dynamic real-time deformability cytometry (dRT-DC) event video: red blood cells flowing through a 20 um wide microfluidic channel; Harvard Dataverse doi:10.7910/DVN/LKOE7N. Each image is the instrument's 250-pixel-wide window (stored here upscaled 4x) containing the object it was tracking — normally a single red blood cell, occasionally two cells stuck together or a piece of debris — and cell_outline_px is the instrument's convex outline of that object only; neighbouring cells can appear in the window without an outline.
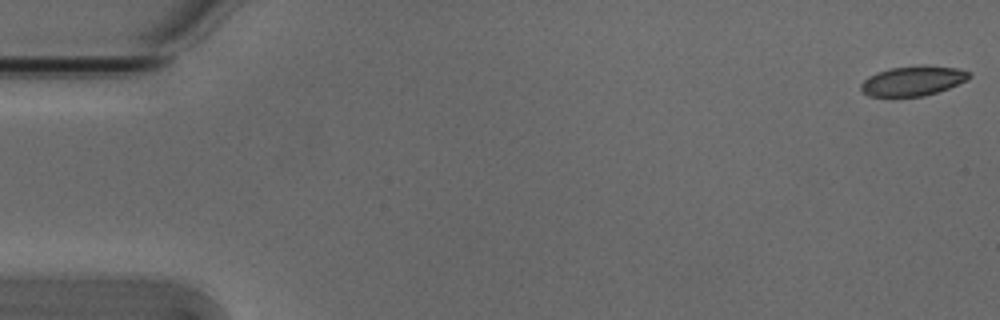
{"species": "Egyptian fruit bat (a non-hibernating species)", "species_latin": "Rousettus aegyptiacus", "temperature_condition": "cold", "stored_images_in_passage": 53, "camera_frame_rate_fps": 3000, "um_per_image_px": 0.085, "animal": {"sex": "male"}, "frame": {"image": 1, "passage_image": 1, "time_ms": 0.0, "image_size_px": [1000, 320], "cell_outline_px": [[972, 76], [968, 80], [948, 88], [924, 96], [868, 96], [860, 88], [860, 84], [868, 76], [876, 72], [888, 68], [920, 64], [924, 64], [956, 68], [972, 72]], "centroid_in_image_um": [77.62, 6.84], "position_along_channel_um": 7.4, "area_um2": 19.07}}
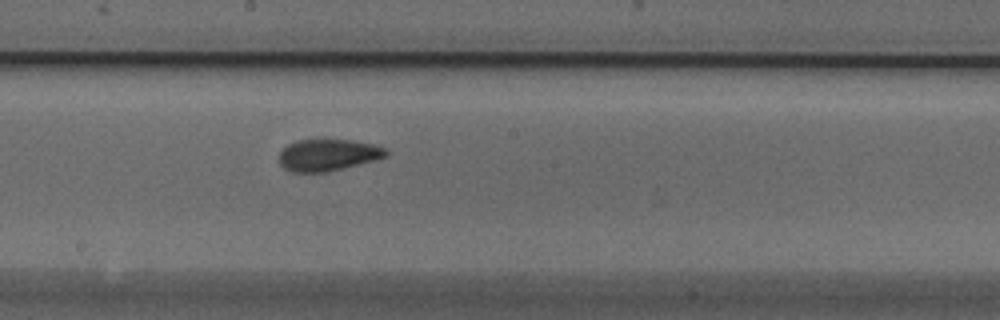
{"frame": {"image": 2, "passage_image": 29, "time_ms": 9.333, "image_size_px": [1000, 320], "cell_outline_px": [[388, 156], [324, 172], [292, 172], [284, 168], [280, 164], [280, 152], [288, 144], [296, 140], [320, 136], [352, 140], [372, 144], [384, 148], [388, 152]], "centroid_in_image_um": [27.82, 13.11], "position_along_channel_um": 220.4, "area_um2": 20.11}}
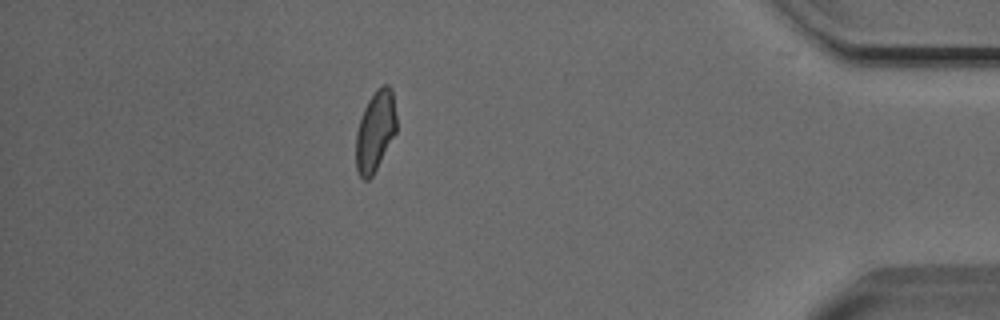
{"frame": {"image": 3, "passage_image": 47, "time_ms": 15.333, "image_size_px": [1000, 320], "cell_outline_px": [[396, 132], [372, 176], [368, 180], [364, 180], [360, 176], [356, 168], [356, 132], [364, 108], [368, 100], [376, 88], [380, 84], [388, 84], [392, 88], [396, 116]], "centroid_in_image_um": [31.9, 11.1], "position_along_channel_um": 403.3, "area_um2": 19.02}, "authors_computed_cell_mechanics": {"area_um2": 19.8254, "velocity_mm_per_s": 3.8395, "shape_relaxation_time_tau1_ms": 6.3974, "shape_relaxation_time_tau2_ms": 1.6459, "deformation_change_tau1": 0.1352, "deformation_change_tau2": 0.0641}}